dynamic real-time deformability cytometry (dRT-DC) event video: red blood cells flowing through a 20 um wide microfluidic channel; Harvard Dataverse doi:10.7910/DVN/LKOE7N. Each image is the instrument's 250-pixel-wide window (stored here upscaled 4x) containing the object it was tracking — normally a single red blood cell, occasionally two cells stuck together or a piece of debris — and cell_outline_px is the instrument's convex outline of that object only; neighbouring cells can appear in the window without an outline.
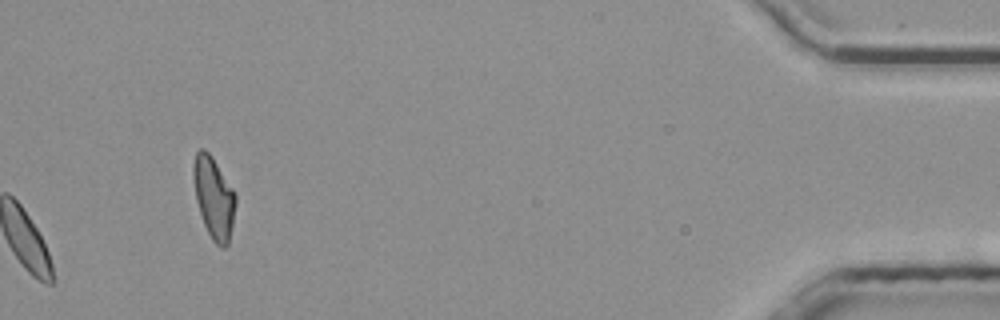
{"species": "common noctule bat (a hibernating species)", "species_latin": "Nyctalus noctula", "temperature_condition": "room temperature", "stored_images_in_passage": 43, "camera_frame_rate_fps": 3000, "um_per_image_px": 0.085, "animal": {"sex": "male", "body_mass_g": 20.4}, "frame": {"image": 1, "passage_image": 43, "time_ms": 14.0, "image_size_px": [1000, 320], "cell_outline_px": [[236, 204], [232, 228], [228, 244], [224, 248], [220, 248], [212, 240], [204, 224], [196, 200], [192, 176], [192, 164], [196, 152], [200, 148], [204, 148], [212, 156], [232, 188], [236, 196]], "centroid_in_image_um": [18.16, 16.79], "position_along_channel_um": 417.0, "area_um2": 20.17}, "authors_computed_cell_mechanics": {"area_um2": 18.9584, "velocity_mm_per_s": 3.7846, "shape_relaxation_time_tau1_ms": 2.9361, "shape_relaxation_time_tau2_ms": 1.5744, "deformation_change_tau1": 0.0676, "deformation_change_tau2": 0.063}}